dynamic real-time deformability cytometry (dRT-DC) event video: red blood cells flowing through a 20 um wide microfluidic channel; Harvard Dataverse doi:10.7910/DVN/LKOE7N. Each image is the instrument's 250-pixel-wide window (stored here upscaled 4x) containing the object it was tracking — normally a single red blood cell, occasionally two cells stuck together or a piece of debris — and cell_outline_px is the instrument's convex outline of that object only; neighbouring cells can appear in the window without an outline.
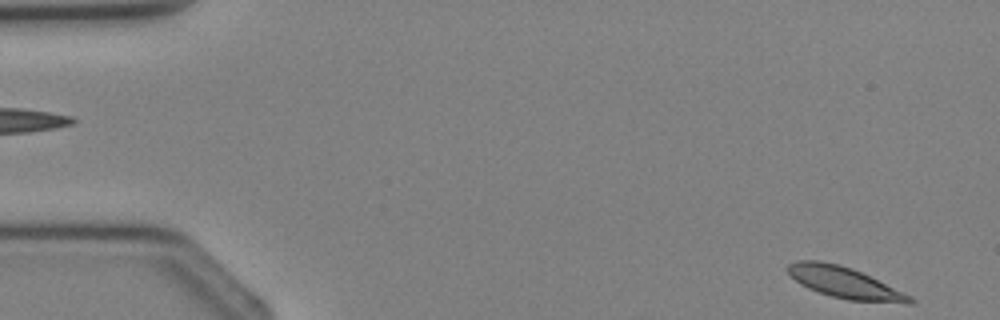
{"species": "Egyptian fruit bat (a non-hibernating species)", "species_latin": "Rousettus aegyptiacus", "temperature_condition": "cold", "stored_images_in_passage": 2, "segment_of_instrument_passage": [2, 2], "camera_frame_rate_fps": 3000, "um_per_image_px": 0.085, "animal": {"sex": "female"}, "frame": {"image": 1, "passage_image": 2, "time_ms": 2.0, "image_size_px": [1000, 320], "cell_outline_px": [[916, 300], [912, 304], [908, 304], [848, 300], [832, 296], [808, 288], [800, 284], [784, 268], [788, 264], [800, 260], [820, 260], [840, 264], [852, 268], [912, 296]], "centroid_in_image_um": [71.8, 24.02], "position_along_channel_um": 13.2, "area_um2": 22.2}}